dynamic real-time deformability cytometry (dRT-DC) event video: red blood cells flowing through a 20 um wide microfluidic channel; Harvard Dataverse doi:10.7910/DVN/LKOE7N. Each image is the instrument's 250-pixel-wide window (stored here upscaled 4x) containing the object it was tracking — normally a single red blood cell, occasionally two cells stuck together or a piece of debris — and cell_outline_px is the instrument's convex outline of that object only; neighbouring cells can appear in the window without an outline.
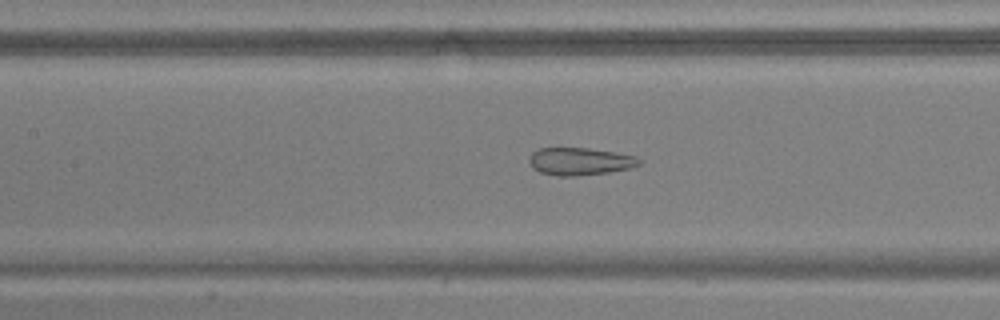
{"species": "common noctule bat (a hibernating species)", "species_latin": "Nyctalus noctula", "temperature_condition": "warm", "stored_images_in_passage": 54, "camera_frame_rate_fps": 3000, "um_per_image_px": 0.085, "animal": {"sex": "male", "body_mass_g": 17.9, "forearm_length_mm": 54.2}, "frame": {"image": 1, "passage_image": 25, "time_ms": 8.0, "image_size_px": [1000, 320], "cell_outline_px": [[640, 164], [632, 168], [608, 172], [572, 176], [556, 176], [540, 172], [532, 168], [528, 160], [532, 152], [540, 148], [588, 148], [616, 152], [636, 156], [640, 160]], "centroid_in_image_um": [49.28, 13.71], "position_along_channel_um": 158.1, "area_um2": 17.69}}
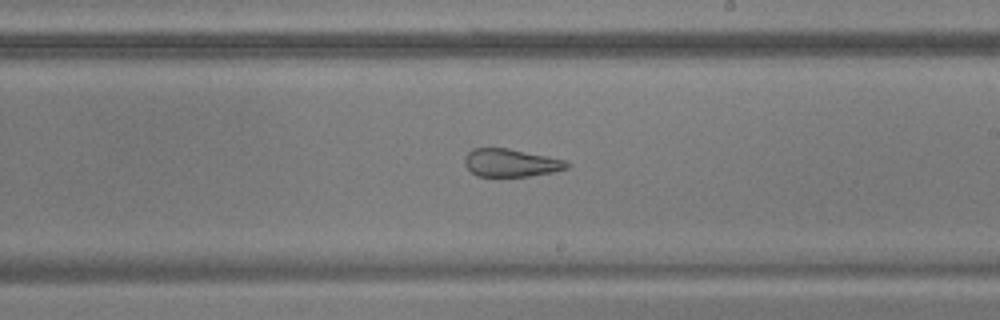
{"frame": {"image": 2, "passage_image": 32, "time_ms": 10.333, "image_size_px": [1000, 320], "cell_outline_px": [[572, 164], [568, 168], [552, 172], [528, 176], [476, 176], [464, 164], [464, 156], [472, 148], [508, 148], [564, 160]], "centroid_in_image_um": [43.4, 13.84], "position_along_channel_um": 245.6, "area_um2": 16.53}}
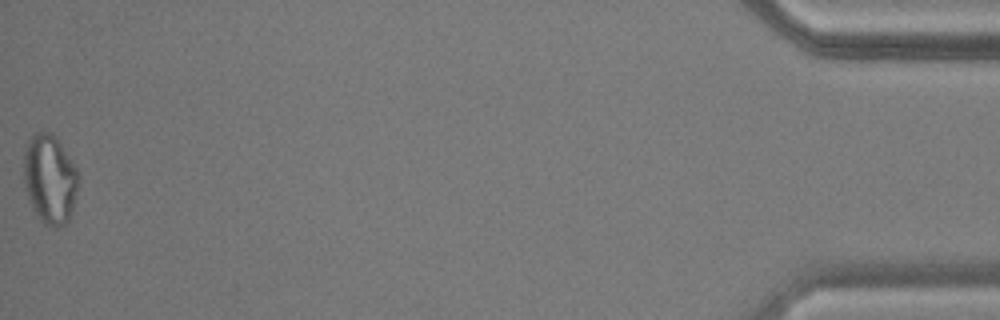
{"frame": {"image": 3, "passage_image": 54, "time_ms": 17.667, "image_size_px": [1000, 320], "cell_outline_px": [[80, 176], [72, 208], [68, 220], [60, 228], [56, 228], [44, 224], [40, 220], [32, 208], [24, 184], [24, 152], [32, 136], [36, 132], [48, 132], [60, 144], [76, 168]], "centroid_in_image_um": [4.23, 15.27], "position_along_channel_um": 431.0, "area_um2": 27.92}, "authors_computed_cell_mechanics": {"area_um2": 24.1893, "velocity_mm_per_s": 3.7586, "shape_relaxation_time_tau1_ms": null, "shape_relaxation_time_tau2_ms": 1.7358, "deformation_change_tau1": null, "deformation_change_tau2": 0.1001}}